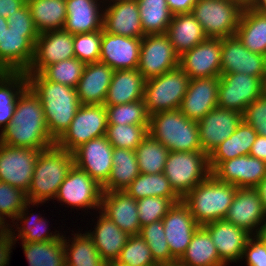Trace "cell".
<instances>
[{"instance_id": "cell-56", "label": "cell", "mask_w": 266, "mask_h": 266, "mask_svg": "<svg viewBox=\"0 0 266 266\" xmlns=\"http://www.w3.org/2000/svg\"><path fill=\"white\" fill-rule=\"evenodd\" d=\"M170 12L175 14L180 13H191L193 6L198 2V0H166Z\"/></svg>"}, {"instance_id": "cell-9", "label": "cell", "mask_w": 266, "mask_h": 266, "mask_svg": "<svg viewBox=\"0 0 266 266\" xmlns=\"http://www.w3.org/2000/svg\"><path fill=\"white\" fill-rule=\"evenodd\" d=\"M107 125V111L104 104H81L69 128L55 144L72 153L82 144L105 136Z\"/></svg>"}, {"instance_id": "cell-1", "label": "cell", "mask_w": 266, "mask_h": 266, "mask_svg": "<svg viewBox=\"0 0 266 266\" xmlns=\"http://www.w3.org/2000/svg\"><path fill=\"white\" fill-rule=\"evenodd\" d=\"M0 143L34 150L55 144L45 122L41 101L29 86L19 95L11 122L2 129Z\"/></svg>"}, {"instance_id": "cell-49", "label": "cell", "mask_w": 266, "mask_h": 266, "mask_svg": "<svg viewBox=\"0 0 266 266\" xmlns=\"http://www.w3.org/2000/svg\"><path fill=\"white\" fill-rule=\"evenodd\" d=\"M117 260L128 266H158L150 248L139 234L130 235Z\"/></svg>"}, {"instance_id": "cell-23", "label": "cell", "mask_w": 266, "mask_h": 266, "mask_svg": "<svg viewBox=\"0 0 266 266\" xmlns=\"http://www.w3.org/2000/svg\"><path fill=\"white\" fill-rule=\"evenodd\" d=\"M142 38L109 34L102 29L99 61L113 70L137 69Z\"/></svg>"}, {"instance_id": "cell-32", "label": "cell", "mask_w": 266, "mask_h": 266, "mask_svg": "<svg viewBox=\"0 0 266 266\" xmlns=\"http://www.w3.org/2000/svg\"><path fill=\"white\" fill-rule=\"evenodd\" d=\"M257 133L243 119L234 133L208 155L211 172L222 162L242 155H249Z\"/></svg>"}, {"instance_id": "cell-30", "label": "cell", "mask_w": 266, "mask_h": 266, "mask_svg": "<svg viewBox=\"0 0 266 266\" xmlns=\"http://www.w3.org/2000/svg\"><path fill=\"white\" fill-rule=\"evenodd\" d=\"M98 0H65L66 21L63 30L73 35L102 30L103 14L98 12Z\"/></svg>"}, {"instance_id": "cell-19", "label": "cell", "mask_w": 266, "mask_h": 266, "mask_svg": "<svg viewBox=\"0 0 266 266\" xmlns=\"http://www.w3.org/2000/svg\"><path fill=\"white\" fill-rule=\"evenodd\" d=\"M162 222L171 256L179 260L200 226L182 200L174 203Z\"/></svg>"}, {"instance_id": "cell-21", "label": "cell", "mask_w": 266, "mask_h": 266, "mask_svg": "<svg viewBox=\"0 0 266 266\" xmlns=\"http://www.w3.org/2000/svg\"><path fill=\"white\" fill-rule=\"evenodd\" d=\"M211 174L237 188H255L266 177V162L250 155L222 161Z\"/></svg>"}, {"instance_id": "cell-61", "label": "cell", "mask_w": 266, "mask_h": 266, "mask_svg": "<svg viewBox=\"0 0 266 266\" xmlns=\"http://www.w3.org/2000/svg\"><path fill=\"white\" fill-rule=\"evenodd\" d=\"M266 213V177L255 187Z\"/></svg>"}, {"instance_id": "cell-36", "label": "cell", "mask_w": 266, "mask_h": 266, "mask_svg": "<svg viewBox=\"0 0 266 266\" xmlns=\"http://www.w3.org/2000/svg\"><path fill=\"white\" fill-rule=\"evenodd\" d=\"M187 266H226L220 259L209 232L200 226L178 260Z\"/></svg>"}, {"instance_id": "cell-62", "label": "cell", "mask_w": 266, "mask_h": 266, "mask_svg": "<svg viewBox=\"0 0 266 266\" xmlns=\"http://www.w3.org/2000/svg\"><path fill=\"white\" fill-rule=\"evenodd\" d=\"M248 6L262 14H266V0H252Z\"/></svg>"}, {"instance_id": "cell-64", "label": "cell", "mask_w": 266, "mask_h": 266, "mask_svg": "<svg viewBox=\"0 0 266 266\" xmlns=\"http://www.w3.org/2000/svg\"><path fill=\"white\" fill-rule=\"evenodd\" d=\"M7 27H8L7 19L0 17V39Z\"/></svg>"}, {"instance_id": "cell-2", "label": "cell", "mask_w": 266, "mask_h": 266, "mask_svg": "<svg viewBox=\"0 0 266 266\" xmlns=\"http://www.w3.org/2000/svg\"><path fill=\"white\" fill-rule=\"evenodd\" d=\"M28 86L39 97L51 138L56 142L69 128L80 101L75 88L46 80L40 73H26Z\"/></svg>"}, {"instance_id": "cell-27", "label": "cell", "mask_w": 266, "mask_h": 266, "mask_svg": "<svg viewBox=\"0 0 266 266\" xmlns=\"http://www.w3.org/2000/svg\"><path fill=\"white\" fill-rule=\"evenodd\" d=\"M265 217L266 213L256 189L247 187L237 188L224 219L251 234L252 229L262 221L265 222Z\"/></svg>"}, {"instance_id": "cell-3", "label": "cell", "mask_w": 266, "mask_h": 266, "mask_svg": "<svg viewBox=\"0 0 266 266\" xmlns=\"http://www.w3.org/2000/svg\"><path fill=\"white\" fill-rule=\"evenodd\" d=\"M74 165L73 154L56 144L40 151L26 193L27 201L35 205L55 198L60 185Z\"/></svg>"}, {"instance_id": "cell-31", "label": "cell", "mask_w": 266, "mask_h": 266, "mask_svg": "<svg viewBox=\"0 0 266 266\" xmlns=\"http://www.w3.org/2000/svg\"><path fill=\"white\" fill-rule=\"evenodd\" d=\"M166 35L173 44L178 56H181L208 38L201 24L192 13L173 15Z\"/></svg>"}, {"instance_id": "cell-7", "label": "cell", "mask_w": 266, "mask_h": 266, "mask_svg": "<svg viewBox=\"0 0 266 266\" xmlns=\"http://www.w3.org/2000/svg\"><path fill=\"white\" fill-rule=\"evenodd\" d=\"M245 5L239 0H198L192 14L208 38L234 36Z\"/></svg>"}, {"instance_id": "cell-50", "label": "cell", "mask_w": 266, "mask_h": 266, "mask_svg": "<svg viewBox=\"0 0 266 266\" xmlns=\"http://www.w3.org/2000/svg\"><path fill=\"white\" fill-rule=\"evenodd\" d=\"M101 40L102 30L74 35L75 58L84 64L98 62L100 58Z\"/></svg>"}, {"instance_id": "cell-34", "label": "cell", "mask_w": 266, "mask_h": 266, "mask_svg": "<svg viewBox=\"0 0 266 266\" xmlns=\"http://www.w3.org/2000/svg\"><path fill=\"white\" fill-rule=\"evenodd\" d=\"M235 35L249 51L266 56V14L245 5Z\"/></svg>"}, {"instance_id": "cell-55", "label": "cell", "mask_w": 266, "mask_h": 266, "mask_svg": "<svg viewBox=\"0 0 266 266\" xmlns=\"http://www.w3.org/2000/svg\"><path fill=\"white\" fill-rule=\"evenodd\" d=\"M8 27L17 32H38L35 28L30 9L25 3L19 10L7 18Z\"/></svg>"}, {"instance_id": "cell-13", "label": "cell", "mask_w": 266, "mask_h": 266, "mask_svg": "<svg viewBox=\"0 0 266 266\" xmlns=\"http://www.w3.org/2000/svg\"><path fill=\"white\" fill-rule=\"evenodd\" d=\"M40 151L0 143V181L27 193Z\"/></svg>"}, {"instance_id": "cell-5", "label": "cell", "mask_w": 266, "mask_h": 266, "mask_svg": "<svg viewBox=\"0 0 266 266\" xmlns=\"http://www.w3.org/2000/svg\"><path fill=\"white\" fill-rule=\"evenodd\" d=\"M148 133L169 151H202L197 121L179 109L150 115Z\"/></svg>"}, {"instance_id": "cell-33", "label": "cell", "mask_w": 266, "mask_h": 266, "mask_svg": "<svg viewBox=\"0 0 266 266\" xmlns=\"http://www.w3.org/2000/svg\"><path fill=\"white\" fill-rule=\"evenodd\" d=\"M94 231L87 233L93 240L100 257L105 261L117 260L130 235L122 231L105 215H100Z\"/></svg>"}, {"instance_id": "cell-16", "label": "cell", "mask_w": 266, "mask_h": 266, "mask_svg": "<svg viewBox=\"0 0 266 266\" xmlns=\"http://www.w3.org/2000/svg\"><path fill=\"white\" fill-rule=\"evenodd\" d=\"M113 150L106 136L92 139L72 152L74 165L102 186L113 167Z\"/></svg>"}, {"instance_id": "cell-58", "label": "cell", "mask_w": 266, "mask_h": 266, "mask_svg": "<svg viewBox=\"0 0 266 266\" xmlns=\"http://www.w3.org/2000/svg\"><path fill=\"white\" fill-rule=\"evenodd\" d=\"M249 155L266 162V137L256 136Z\"/></svg>"}, {"instance_id": "cell-60", "label": "cell", "mask_w": 266, "mask_h": 266, "mask_svg": "<svg viewBox=\"0 0 266 266\" xmlns=\"http://www.w3.org/2000/svg\"><path fill=\"white\" fill-rule=\"evenodd\" d=\"M10 236H0V266H6L9 262L7 260V243Z\"/></svg>"}, {"instance_id": "cell-6", "label": "cell", "mask_w": 266, "mask_h": 266, "mask_svg": "<svg viewBox=\"0 0 266 266\" xmlns=\"http://www.w3.org/2000/svg\"><path fill=\"white\" fill-rule=\"evenodd\" d=\"M163 173L182 199L211 175L208 154L203 151H169Z\"/></svg>"}, {"instance_id": "cell-44", "label": "cell", "mask_w": 266, "mask_h": 266, "mask_svg": "<svg viewBox=\"0 0 266 266\" xmlns=\"http://www.w3.org/2000/svg\"><path fill=\"white\" fill-rule=\"evenodd\" d=\"M108 125H149L144 99L119 105H105Z\"/></svg>"}, {"instance_id": "cell-11", "label": "cell", "mask_w": 266, "mask_h": 266, "mask_svg": "<svg viewBox=\"0 0 266 266\" xmlns=\"http://www.w3.org/2000/svg\"><path fill=\"white\" fill-rule=\"evenodd\" d=\"M179 67V56L166 34H146L141 40L138 70L148 80Z\"/></svg>"}, {"instance_id": "cell-38", "label": "cell", "mask_w": 266, "mask_h": 266, "mask_svg": "<svg viewBox=\"0 0 266 266\" xmlns=\"http://www.w3.org/2000/svg\"><path fill=\"white\" fill-rule=\"evenodd\" d=\"M27 86L26 72H0V126L4 124L3 128L11 122L18 97Z\"/></svg>"}, {"instance_id": "cell-39", "label": "cell", "mask_w": 266, "mask_h": 266, "mask_svg": "<svg viewBox=\"0 0 266 266\" xmlns=\"http://www.w3.org/2000/svg\"><path fill=\"white\" fill-rule=\"evenodd\" d=\"M64 238L46 242H22L29 266H66Z\"/></svg>"}, {"instance_id": "cell-54", "label": "cell", "mask_w": 266, "mask_h": 266, "mask_svg": "<svg viewBox=\"0 0 266 266\" xmlns=\"http://www.w3.org/2000/svg\"><path fill=\"white\" fill-rule=\"evenodd\" d=\"M255 237L254 239L251 236L248 238L243 257L246 256L248 266H266V244L257 234Z\"/></svg>"}, {"instance_id": "cell-24", "label": "cell", "mask_w": 266, "mask_h": 266, "mask_svg": "<svg viewBox=\"0 0 266 266\" xmlns=\"http://www.w3.org/2000/svg\"><path fill=\"white\" fill-rule=\"evenodd\" d=\"M101 214L113 221L129 235H138L141 231L136 200L126 191H103Z\"/></svg>"}, {"instance_id": "cell-18", "label": "cell", "mask_w": 266, "mask_h": 266, "mask_svg": "<svg viewBox=\"0 0 266 266\" xmlns=\"http://www.w3.org/2000/svg\"><path fill=\"white\" fill-rule=\"evenodd\" d=\"M242 73L264 80L266 56L249 51L236 35L222 38L221 74Z\"/></svg>"}, {"instance_id": "cell-12", "label": "cell", "mask_w": 266, "mask_h": 266, "mask_svg": "<svg viewBox=\"0 0 266 266\" xmlns=\"http://www.w3.org/2000/svg\"><path fill=\"white\" fill-rule=\"evenodd\" d=\"M39 32H17L7 27L0 39V72H27Z\"/></svg>"}, {"instance_id": "cell-53", "label": "cell", "mask_w": 266, "mask_h": 266, "mask_svg": "<svg viewBox=\"0 0 266 266\" xmlns=\"http://www.w3.org/2000/svg\"><path fill=\"white\" fill-rule=\"evenodd\" d=\"M242 119L252 126L257 135L266 137V96L264 94L246 107Z\"/></svg>"}, {"instance_id": "cell-15", "label": "cell", "mask_w": 266, "mask_h": 266, "mask_svg": "<svg viewBox=\"0 0 266 266\" xmlns=\"http://www.w3.org/2000/svg\"><path fill=\"white\" fill-rule=\"evenodd\" d=\"M102 186L88 173L73 165L59 187L56 198L73 207L100 208Z\"/></svg>"}, {"instance_id": "cell-59", "label": "cell", "mask_w": 266, "mask_h": 266, "mask_svg": "<svg viewBox=\"0 0 266 266\" xmlns=\"http://www.w3.org/2000/svg\"><path fill=\"white\" fill-rule=\"evenodd\" d=\"M12 233L13 232L10 231V229L6 227L4 220L0 217V236H10V239L7 243V260H9V257H10L9 253H10V250L12 249V245H13L12 243H14L13 240L15 241L16 239L14 238L15 236Z\"/></svg>"}, {"instance_id": "cell-40", "label": "cell", "mask_w": 266, "mask_h": 266, "mask_svg": "<svg viewBox=\"0 0 266 266\" xmlns=\"http://www.w3.org/2000/svg\"><path fill=\"white\" fill-rule=\"evenodd\" d=\"M145 34H166L172 20L166 0H137Z\"/></svg>"}, {"instance_id": "cell-63", "label": "cell", "mask_w": 266, "mask_h": 266, "mask_svg": "<svg viewBox=\"0 0 266 266\" xmlns=\"http://www.w3.org/2000/svg\"><path fill=\"white\" fill-rule=\"evenodd\" d=\"M257 230H256L257 235L266 244V221L264 222V225L260 226V229L258 227Z\"/></svg>"}, {"instance_id": "cell-20", "label": "cell", "mask_w": 266, "mask_h": 266, "mask_svg": "<svg viewBox=\"0 0 266 266\" xmlns=\"http://www.w3.org/2000/svg\"><path fill=\"white\" fill-rule=\"evenodd\" d=\"M242 121V114L220 107H215L197 121L199 141L202 151L208 155L214 148L230 137Z\"/></svg>"}, {"instance_id": "cell-35", "label": "cell", "mask_w": 266, "mask_h": 266, "mask_svg": "<svg viewBox=\"0 0 266 266\" xmlns=\"http://www.w3.org/2000/svg\"><path fill=\"white\" fill-rule=\"evenodd\" d=\"M112 157L113 167L102 190L124 191L140 174L135 150L114 148Z\"/></svg>"}, {"instance_id": "cell-67", "label": "cell", "mask_w": 266, "mask_h": 266, "mask_svg": "<svg viewBox=\"0 0 266 266\" xmlns=\"http://www.w3.org/2000/svg\"><path fill=\"white\" fill-rule=\"evenodd\" d=\"M263 94L266 96V76L264 77L263 80Z\"/></svg>"}, {"instance_id": "cell-52", "label": "cell", "mask_w": 266, "mask_h": 266, "mask_svg": "<svg viewBox=\"0 0 266 266\" xmlns=\"http://www.w3.org/2000/svg\"><path fill=\"white\" fill-rule=\"evenodd\" d=\"M26 202L25 192L9 183L0 181V217L3 220L5 219L4 216L16 220Z\"/></svg>"}, {"instance_id": "cell-10", "label": "cell", "mask_w": 266, "mask_h": 266, "mask_svg": "<svg viewBox=\"0 0 266 266\" xmlns=\"http://www.w3.org/2000/svg\"><path fill=\"white\" fill-rule=\"evenodd\" d=\"M263 94V80L242 73L219 76L218 107L241 114L246 107Z\"/></svg>"}, {"instance_id": "cell-69", "label": "cell", "mask_w": 266, "mask_h": 266, "mask_svg": "<svg viewBox=\"0 0 266 266\" xmlns=\"http://www.w3.org/2000/svg\"><path fill=\"white\" fill-rule=\"evenodd\" d=\"M112 1V0H111ZM114 1V0H113ZM118 1H126V0H115L114 2H118Z\"/></svg>"}, {"instance_id": "cell-14", "label": "cell", "mask_w": 266, "mask_h": 266, "mask_svg": "<svg viewBox=\"0 0 266 266\" xmlns=\"http://www.w3.org/2000/svg\"><path fill=\"white\" fill-rule=\"evenodd\" d=\"M221 38H207L179 56V67L190 79L221 75Z\"/></svg>"}, {"instance_id": "cell-17", "label": "cell", "mask_w": 266, "mask_h": 266, "mask_svg": "<svg viewBox=\"0 0 266 266\" xmlns=\"http://www.w3.org/2000/svg\"><path fill=\"white\" fill-rule=\"evenodd\" d=\"M74 35L65 30L39 33L32 64L26 73H40L46 66L75 57Z\"/></svg>"}, {"instance_id": "cell-29", "label": "cell", "mask_w": 266, "mask_h": 266, "mask_svg": "<svg viewBox=\"0 0 266 266\" xmlns=\"http://www.w3.org/2000/svg\"><path fill=\"white\" fill-rule=\"evenodd\" d=\"M146 79L138 69L114 70L104 105H119L144 99Z\"/></svg>"}, {"instance_id": "cell-46", "label": "cell", "mask_w": 266, "mask_h": 266, "mask_svg": "<svg viewBox=\"0 0 266 266\" xmlns=\"http://www.w3.org/2000/svg\"><path fill=\"white\" fill-rule=\"evenodd\" d=\"M85 64L73 57L46 66L40 74L49 81L60 83L72 88L77 87Z\"/></svg>"}, {"instance_id": "cell-65", "label": "cell", "mask_w": 266, "mask_h": 266, "mask_svg": "<svg viewBox=\"0 0 266 266\" xmlns=\"http://www.w3.org/2000/svg\"><path fill=\"white\" fill-rule=\"evenodd\" d=\"M104 266H128L120 263L118 260H111L104 263Z\"/></svg>"}, {"instance_id": "cell-45", "label": "cell", "mask_w": 266, "mask_h": 266, "mask_svg": "<svg viewBox=\"0 0 266 266\" xmlns=\"http://www.w3.org/2000/svg\"><path fill=\"white\" fill-rule=\"evenodd\" d=\"M139 235L147 243L151 250L153 260L158 266H164L165 264L176 261L171 256L162 220L141 227Z\"/></svg>"}, {"instance_id": "cell-68", "label": "cell", "mask_w": 266, "mask_h": 266, "mask_svg": "<svg viewBox=\"0 0 266 266\" xmlns=\"http://www.w3.org/2000/svg\"><path fill=\"white\" fill-rule=\"evenodd\" d=\"M241 1L244 5H248L252 0H239Z\"/></svg>"}, {"instance_id": "cell-48", "label": "cell", "mask_w": 266, "mask_h": 266, "mask_svg": "<svg viewBox=\"0 0 266 266\" xmlns=\"http://www.w3.org/2000/svg\"><path fill=\"white\" fill-rule=\"evenodd\" d=\"M181 200V198H163L152 196L136 200L140 226L143 227L147 224L162 220L174 203Z\"/></svg>"}, {"instance_id": "cell-28", "label": "cell", "mask_w": 266, "mask_h": 266, "mask_svg": "<svg viewBox=\"0 0 266 266\" xmlns=\"http://www.w3.org/2000/svg\"><path fill=\"white\" fill-rule=\"evenodd\" d=\"M113 73L114 70L101 61L85 64L76 87L80 104H103Z\"/></svg>"}, {"instance_id": "cell-8", "label": "cell", "mask_w": 266, "mask_h": 266, "mask_svg": "<svg viewBox=\"0 0 266 266\" xmlns=\"http://www.w3.org/2000/svg\"><path fill=\"white\" fill-rule=\"evenodd\" d=\"M189 81L180 67L146 80L144 101L148 114L179 109Z\"/></svg>"}, {"instance_id": "cell-22", "label": "cell", "mask_w": 266, "mask_h": 266, "mask_svg": "<svg viewBox=\"0 0 266 266\" xmlns=\"http://www.w3.org/2000/svg\"><path fill=\"white\" fill-rule=\"evenodd\" d=\"M219 77L190 79L179 110L190 120L199 121L218 106Z\"/></svg>"}, {"instance_id": "cell-26", "label": "cell", "mask_w": 266, "mask_h": 266, "mask_svg": "<svg viewBox=\"0 0 266 266\" xmlns=\"http://www.w3.org/2000/svg\"><path fill=\"white\" fill-rule=\"evenodd\" d=\"M211 235L221 261L226 265L242 259L250 234L240 227L221 219L203 226Z\"/></svg>"}, {"instance_id": "cell-41", "label": "cell", "mask_w": 266, "mask_h": 266, "mask_svg": "<svg viewBox=\"0 0 266 266\" xmlns=\"http://www.w3.org/2000/svg\"><path fill=\"white\" fill-rule=\"evenodd\" d=\"M135 200L145 197L180 198L173 190L165 174L140 173L124 190Z\"/></svg>"}, {"instance_id": "cell-25", "label": "cell", "mask_w": 266, "mask_h": 266, "mask_svg": "<svg viewBox=\"0 0 266 266\" xmlns=\"http://www.w3.org/2000/svg\"><path fill=\"white\" fill-rule=\"evenodd\" d=\"M102 29L109 34L143 38L137 0L118 1L103 13Z\"/></svg>"}, {"instance_id": "cell-51", "label": "cell", "mask_w": 266, "mask_h": 266, "mask_svg": "<svg viewBox=\"0 0 266 266\" xmlns=\"http://www.w3.org/2000/svg\"><path fill=\"white\" fill-rule=\"evenodd\" d=\"M30 201H27L22 209V211L18 214L16 219H24L25 221L23 222L26 226L28 227H22L21 229L19 228L20 231H18L20 234L18 235L21 239L22 242H46V241H54L63 238V236H60L59 234L52 235V233L48 234L46 232V226L47 224L43 221L44 219L38 218V217H29L26 218V209L27 206L30 204ZM25 215V217H24ZM32 221V222H31ZM35 221V222H34ZM40 223V224H39ZM43 226V227H42ZM45 232V233H43Z\"/></svg>"}, {"instance_id": "cell-47", "label": "cell", "mask_w": 266, "mask_h": 266, "mask_svg": "<svg viewBox=\"0 0 266 266\" xmlns=\"http://www.w3.org/2000/svg\"><path fill=\"white\" fill-rule=\"evenodd\" d=\"M149 125H107L106 138L113 148L135 150L148 135Z\"/></svg>"}, {"instance_id": "cell-37", "label": "cell", "mask_w": 266, "mask_h": 266, "mask_svg": "<svg viewBox=\"0 0 266 266\" xmlns=\"http://www.w3.org/2000/svg\"><path fill=\"white\" fill-rule=\"evenodd\" d=\"M36 30H62L66 21L65 0H26Z\"/></svg>"}, {"instance_id": "cell-66", "label": "cell", "mask_w": 266, "mask_h": 266, "mask_svg": "<svg viewBox=\"0 0 266 266\" xmlns=\"http://www.w3.org/2000/svg\"><path fill=\"white\" fill-rule=\"evenodd\" d=\"M164 266H187V265H184V264L180 263L178 260H176L174 262H170L168 264H165Z\"/></svg>"}, {"instance_id": "cell-57", "label": "cell", "mask_w": 266, "mask_h": 266, "mask_svg": "<svg viewBox=\"0 0 266 266\" xmlns=\"http://www.w3.org/2000/svg\"><path fill=\"white\" fill-rule=\"evenodd\" d=\"M25 3L26 0H0V17L7 19Z\"/></svg>"}, {"instance_id": "cell-42", "label": "cell", "mask_w": 266, "mask_h": 266, "mask_svg": "<svg viewBox=\"0 0 266 266\" xmlns=\"http://www.w3.org/2000/svg\"><path fill=\"white\" fill-rule=\"evenodd\" d=\"M140 173L158 174L164 171L169 150L149 133L135 149Z\"/></svg>"}, {"instance_id": "cell-43", "label": "cell", "mask_w": 266, "mask_h": 266, "mask_svg": "<svg viewBox=\"0 0 266 266\" xmlns=\"http://www.w3.org/2000/svg\"><path fill=\"white\" fill-rule=\"evenodd\" d=\"M82 235L74 237L71 246L64 239L66 266H104L93 240L86 233Z\"/></svg>"}, {"instance_id": "cell-4", "label": "cell", "mask_w": 266, "mask_h": 266, "mask_svg": "<svg viewBox=\"0 0 266 266\" xmlns=\"http://www.w3.org/2000/svg\"><path fill=\"white\" fill-rule=\"evenodd\" d=\"M237 187L217 180L212 174L196 185L182 201L199 226L224 219Z\"/></svg>"}]
</instances>
